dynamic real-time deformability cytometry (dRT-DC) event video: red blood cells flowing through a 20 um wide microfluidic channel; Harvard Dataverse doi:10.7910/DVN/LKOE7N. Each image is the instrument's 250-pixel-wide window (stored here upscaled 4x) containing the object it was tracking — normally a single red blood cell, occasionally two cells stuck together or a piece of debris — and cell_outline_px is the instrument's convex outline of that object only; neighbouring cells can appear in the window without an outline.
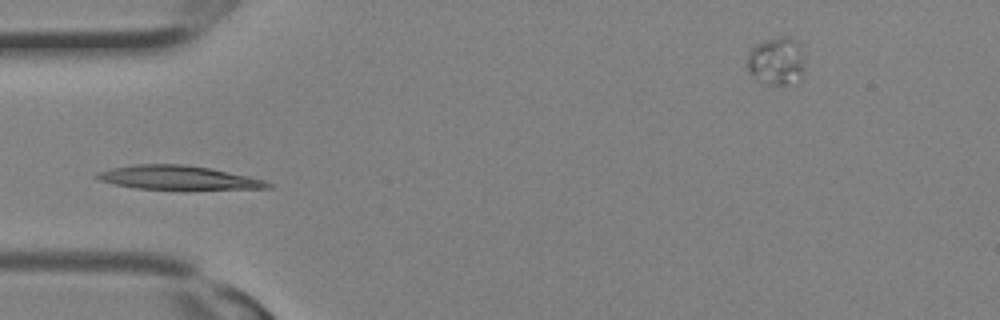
{"species": "Egyptian fruit bat (a non-hibernating species)", "species_latin": "Rousettus aegyptiacus", "temperature_condition": "room temperature", "stored_images_in_passage": 11, "camera_frame_rate_fps": 3000, "um_per_image_px": 0.085, "animal": {"sex": "female"}, "frame": {"image": 1, "passage_image": 8, "time_ms": 2.333, "image_size_px": [1000, 320], "cell_outline_px": [[272, 188], [136, 188], [116, 184], [100, 180], [92, 176], [96, 172], [112, 168], [136, 164], [184, 164], [212, 168], [248, 176], [264, 180], [272, 184]], "centroid_in_image_um": [15.09, 15.07], "position_along_channel_um": 69.9, "area_um2": 23.18}}
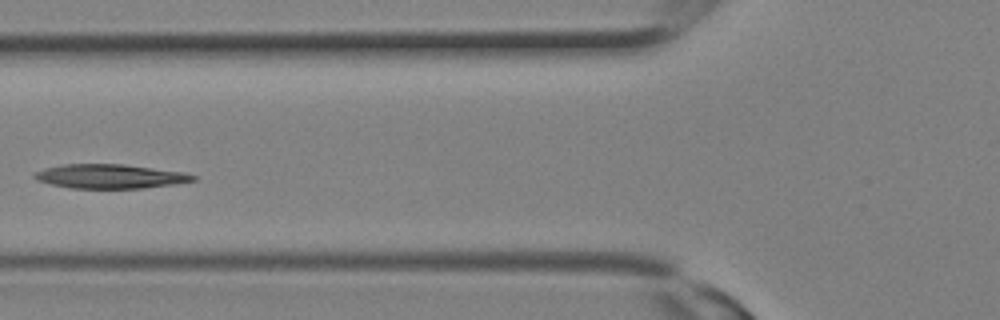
{"frame": {"image": 2, "passage_image": 10, "time_ms": 3.0, "image_size_px": [1000, 320], "cell_outline_px": [[196, 180], [172, 184], [144, 188], [72, 188], [52, 184], [36, 180], [32, 176], [36, 172], [44, 168], [64, 164], [124, 164], [184, 172], [196, 176]], "centroid_in_image_um": [9.34, 14.98], "position_along_channel_um": 116.5, "area_um2": 22.2}}